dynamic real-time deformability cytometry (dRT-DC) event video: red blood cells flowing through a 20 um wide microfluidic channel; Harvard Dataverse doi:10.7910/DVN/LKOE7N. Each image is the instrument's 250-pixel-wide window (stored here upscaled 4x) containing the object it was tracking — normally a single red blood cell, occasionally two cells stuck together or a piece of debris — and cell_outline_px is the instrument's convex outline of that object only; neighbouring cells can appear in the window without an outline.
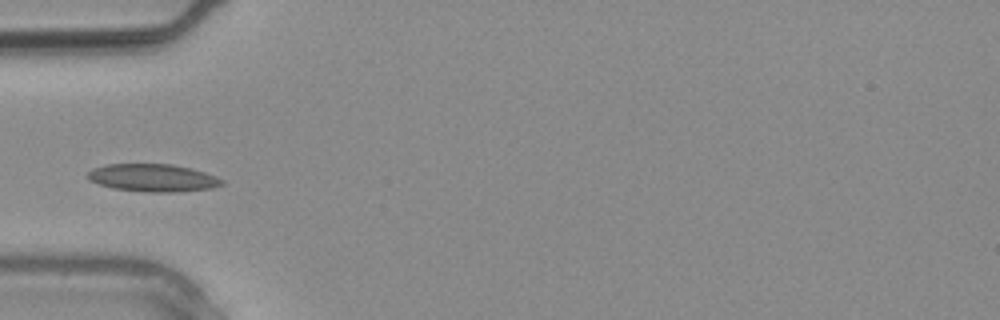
{"species": "common noctule bat (a hibernating species)", "species_latin": "Nyctalus noctula", "temperature_condition": "warm", "stored_images_in_passage": 2, "camera_frame_rate_fps": 3000, "um_per_image_px": 0.085, "animal": {"sex": "male", "body_mass_g": 20.4}, "frame": {"image": 1, "passage_image": 2, "time_ms": 0.333, "image_size_px": [1000, 320], "cell_outline_px": [[224, 184], [212, 188], [176, 192], [148, 192], [112, 188], [88, 180], [84, 176], [92, 168], [108, 164], [172, 164], [192, 168], [216, 176], [224, 180]], "centroid_in_image_um": [12.98, 15.11], "position_along_channel_um": 72.0, "area_um2": 21.79}}